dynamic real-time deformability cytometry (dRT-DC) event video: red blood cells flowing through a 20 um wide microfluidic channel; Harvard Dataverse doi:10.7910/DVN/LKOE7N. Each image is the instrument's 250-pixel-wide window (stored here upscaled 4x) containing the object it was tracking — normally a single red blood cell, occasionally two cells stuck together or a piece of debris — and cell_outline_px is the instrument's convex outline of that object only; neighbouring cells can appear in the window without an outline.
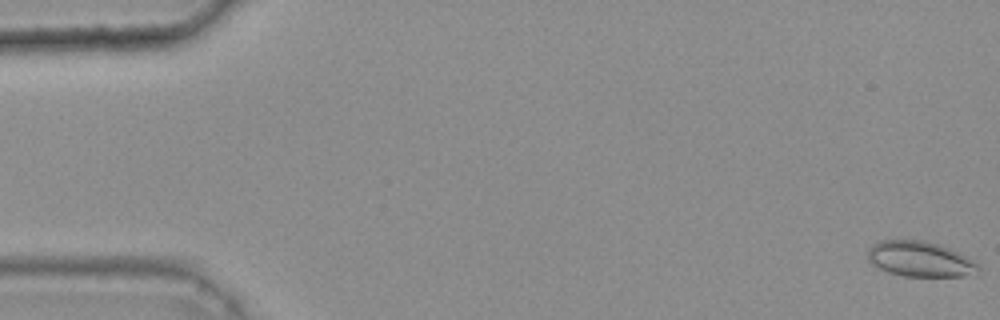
{"species": "common noctule bat (a hibernating species)", "species_latin": "Nyctalus noctula", "temperature_condition": "warm", "stored_images_in_passage": 45, "camera_frame_rate_fps": 3000, "um_per_image_px": 0.085, "animal": {"sex": "female", "body_mass_g": 25.1}, "frame": {"image": 1, "passage_image": 1, "time_ms": 0.0, "image_size_px": [1000, 320], "cell_outline_px": [[980, 268], [964, 276], [904, 276], [888, 272], [872, 264], [868, 260], [868, 248], [872, 244], [880, 240], [920, 240], [936, 244], [960, 252], [976, 260], [980, 264]], "centroid_in_image_um": [78.2, 22.01], "position_along_channel_um": 6.8, "area_um2": 22.72}}
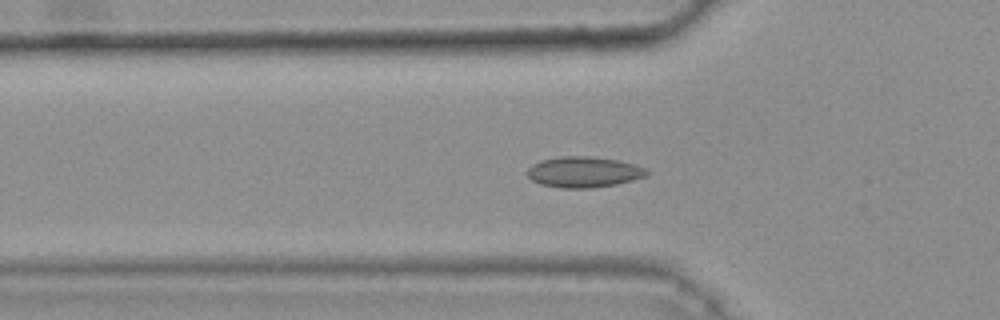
{"frame": {"image": 2, "passage_image": 18, "time_ms": 5.667, "image_size_px": [1000, 320], "cell_outline_px": [[648, 176], [616, 184], [592, 188], [560, 188], [540, 184], [532, 180], [524, 172], [532, 164], [540, 160], [560, 156], [592, 156], [620, 160], [644, 168], [648, 172]], "centroid_in_image_um": [49.58, 14.62], "position_along_channel_um": 76.2, "area_um2": 21.62}}
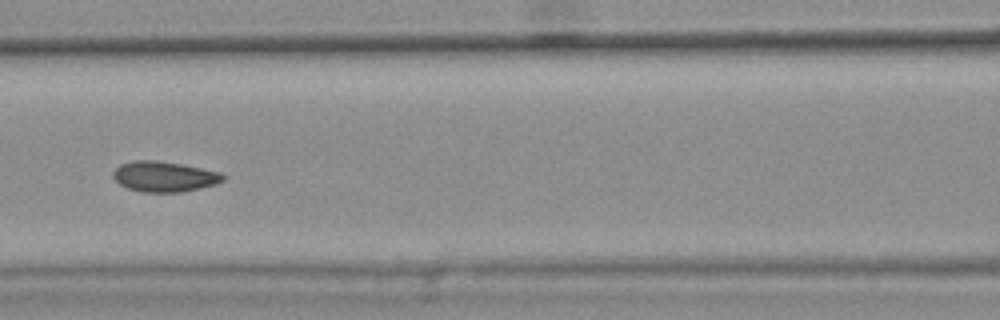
{"frame": {"image": 3, "passage_image": 24, "time_ms": 7.667, "image_size_px": [1000, 320], "cell_outline_px": [[224, 180], [216, 184], [200, 188], [180, 192], [140, 192], [128, 188], [120, 184], [112, 176], [112, 172], [120, 164], [132, 160], [152, 160], [180, 164], [220, 172], [224, 176]], "centroid_in_image_um": [13.93, 15.01], "position_along_channel_um": 152.7, "area_um2": 19.36}, "authors_computed_cell_mechanics": {"area_um2": 19.7098, "velocity_mm_per_s": 3.7979, "shape_relaxation_time_tau1_ms": null, "shape_relaxation_time_tau2_ms": 1.7353, "deformation_change_tau1": null, "deformation_change_tau2": 0.0545}}